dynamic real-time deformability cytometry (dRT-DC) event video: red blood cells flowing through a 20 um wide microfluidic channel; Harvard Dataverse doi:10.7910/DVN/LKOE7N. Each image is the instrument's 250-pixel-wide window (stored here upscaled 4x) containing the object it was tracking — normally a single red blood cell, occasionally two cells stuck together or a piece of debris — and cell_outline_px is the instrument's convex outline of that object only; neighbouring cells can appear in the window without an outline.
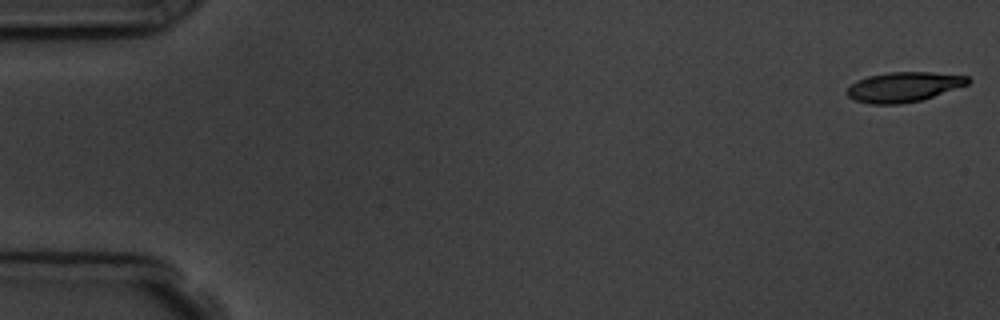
{"species": "common noctule bat (a hibernating species)", "species_latin": "Nyctalus noctula", "temperature_condition": "room temperature", "stored_images_in_passage": 4, "camera_frame_rate_fps": 3000, "um_per_image_px": 0.085, "animal": {"sex": "male", "body_mass_g": 19.5, "forearm_length_mm": 54.6}, "frame": {"image": 1, "passage_image": 1, "time_ms": 0.0, "image_size_px": [1000, 320], "cell_outline_px": [[972, 80], [968, 84], [920, 100], [900, 104], [868, 104], [856, 100], [848, 96], [848, 88], [856, 80], [868, 76], [888, 72], [932, 72], [968, 76]], "centroid_in_image_um": [76.81, 7.38], "position_along_channel_um": 8.2, "area_um2": 20.87}}
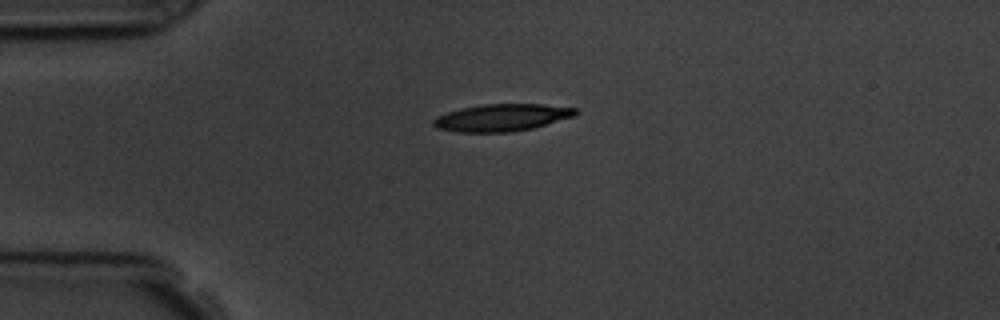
{"frame": {"image": 2, "passage_image": 4, "time_ms": 4.0, "image_size_px": [1000, 320], "cell_outline_px": [[580, 112], [576, 116], [532, 128], [512, 132], [456, 132], [436, 128], [432, 124], [432, 120], [436, 116], [444, 112], [460, 108], [484, 104], [540, 104], [576, 108]], "centroid_in_image_um": [42.63, 9.99], "position_along_channel_um": 42.4, "area_um2": 22.77}}